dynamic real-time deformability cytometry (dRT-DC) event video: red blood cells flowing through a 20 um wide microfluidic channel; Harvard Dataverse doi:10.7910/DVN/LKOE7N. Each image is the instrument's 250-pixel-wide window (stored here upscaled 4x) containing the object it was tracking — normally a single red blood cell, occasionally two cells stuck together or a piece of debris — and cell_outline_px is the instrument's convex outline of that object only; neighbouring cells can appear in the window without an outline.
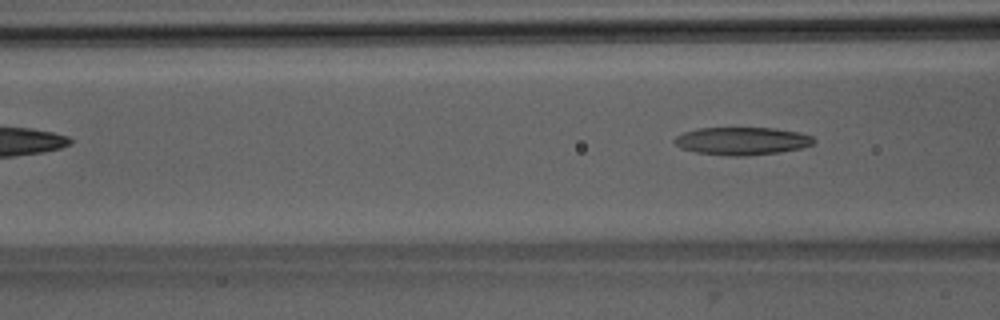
{"species": "Egyptian fruit bat (a non-hibernating species)", "species_latin": "Rousettus aegyptiacus", "temperature_condition": "room temperature", "stored_images_in_passage": 3, "camera_frame_rate_fps": 3000, "um_per_image_px": 0.085, "animal": {"sex": "male"}, "frame": {"image": 1, "passage_image": 3, "time_ms": 2.333, "image_size_px": [1000, 320], "cell_outline_px": [[816, 140], [812, 144], [800, 148], [780, 152], [748, 156], [728, 156], [696, 152], [680, 148], [672, 140], [676, 136], [684, 132], [696, 128], [776, 128], [800, 132], [812, 136]], "centroid_in_image_um": [63.06, 11.98], "position_along_channel_um": 103.5, "area_um2": 22.72}}